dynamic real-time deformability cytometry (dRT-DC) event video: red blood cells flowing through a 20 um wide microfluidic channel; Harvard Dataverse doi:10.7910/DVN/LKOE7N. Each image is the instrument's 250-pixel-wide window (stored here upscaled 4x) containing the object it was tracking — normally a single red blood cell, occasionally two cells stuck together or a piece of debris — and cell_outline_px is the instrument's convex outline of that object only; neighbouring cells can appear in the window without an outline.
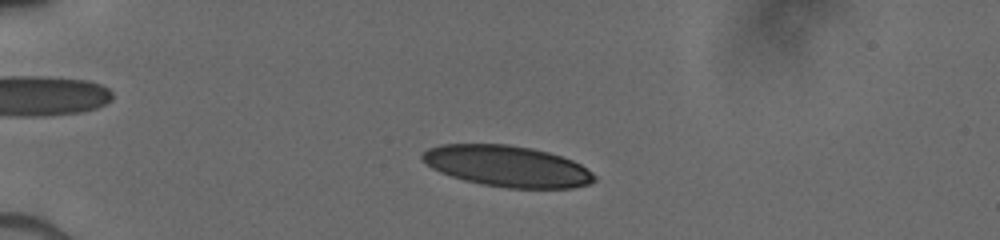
{"species": "human", "species_latin": "Homo sapiens", "temperature_condition": "cold", "stored_images_in_passage": 25, "camera_frame_rate_fps": 3000, "um_per_image_px": 0.085, "donor": {"sex": "male"}, "frame": {"image": 1, "passage_image": 10, "time_ms": 2.667, "image_size_px": [1000, 240], "cell_outline_px": [[596, 180], [588, 184], [572, 188], [508, 188], [480, 184], [464, 180], [440, 172], [432, 168], [420, 160], [420, 152], [428, 148], [440, 144], [508, 144], [532, 148], [548, 152], [572, 160], [580, 164], [592, 172], [596, 176]], "centroid_in_image_um": [43.07, 14.12], "position_along_channel_um": 41.9, "area_um2": 41.44}}
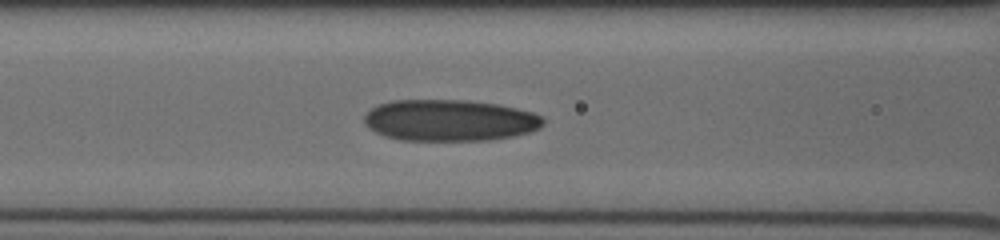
{"frame": {"image": 2, "passage_image": 20, "time_ms": 6.0, "image_size_px": [1000, 240], "cell_outline_px": [[544, 124], [540, 128], [532, 132], [512, 136], [488, 140], [400, 140], [384, 136], [368, 128], [364, 124], [364, 116], [372, 108], [380, 104], [392, 100], [464, 100], [496, 104], [516, 108], [532, 112], [540, 116], [544, 120]], "centroid_in_image_um": [38.21, 10.23], "position_along_channel_um": 128.4, "area_um2": 43.23}}
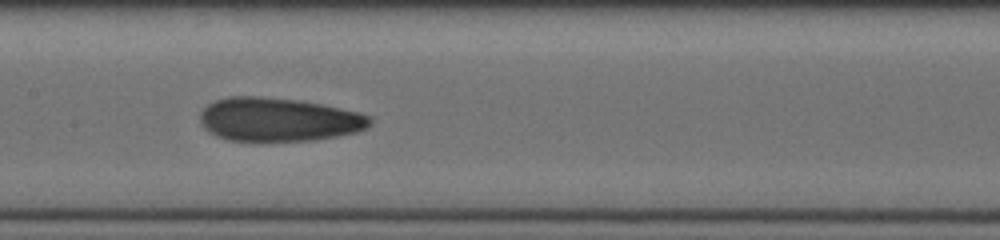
{"frame": {"image": 3, "passage_image": 24, "time_ms": 7.333, "image_size_px": [1000, 240], "cell_outline_px": [[372, 124], [368, 128], [356, 132], [340, 136], [316, 140], [228, 140], [216, 136], [208, 132], [200, 124], [200, 112], [208, 104], [216, 100], [228, 96], [260, 96], [300, 100], [360, 112], [368, 116], [372, 120]], "centroid_in_image_um": [23.68, 10.15], "position_along_channel_um": 183.7, "area_um2": 43.35}}